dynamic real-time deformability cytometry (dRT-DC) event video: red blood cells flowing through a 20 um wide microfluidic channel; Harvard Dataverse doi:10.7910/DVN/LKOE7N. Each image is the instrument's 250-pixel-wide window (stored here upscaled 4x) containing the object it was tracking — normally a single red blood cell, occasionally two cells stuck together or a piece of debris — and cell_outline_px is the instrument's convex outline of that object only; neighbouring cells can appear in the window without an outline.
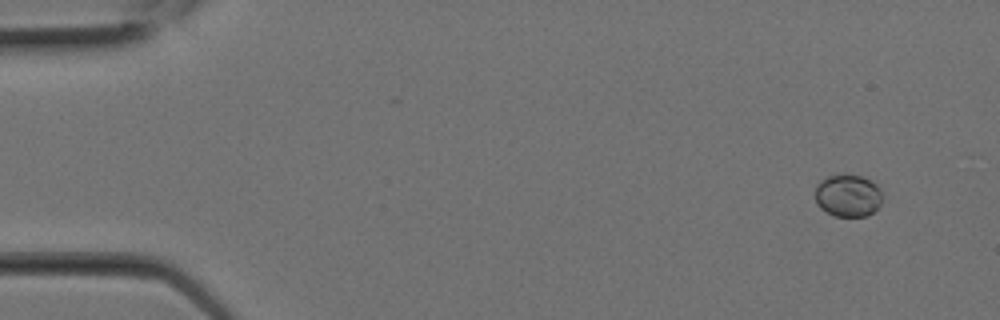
{"species": "Egyptian fruit bat (a non-hibernating species)", "species_latin": "Rousettus aegyptiacus", "temperature_condition": "room temperature", "stored_images_in_passage": 3, "camera_frame_rate_fps": 3000, "um_per_image_px": 0.085, "animal": {"sex": "female"}, "frame": {"image": 1, "passage_image": 1, "time_ms": 0.0, "image_size_px": [1000, 320], "cell_outline_px": [[880, 204], [868, 216], [836, 216], [820, 208], [816, 204], [816, 184], [820, 180], [828, 176], [844, 172], [860, 176], [876, 184], [880, 188]], "centroid_in_image_um": [72.04, 16.59], "position_along_channel_um": 13.0, "area_um2": 16.65}}